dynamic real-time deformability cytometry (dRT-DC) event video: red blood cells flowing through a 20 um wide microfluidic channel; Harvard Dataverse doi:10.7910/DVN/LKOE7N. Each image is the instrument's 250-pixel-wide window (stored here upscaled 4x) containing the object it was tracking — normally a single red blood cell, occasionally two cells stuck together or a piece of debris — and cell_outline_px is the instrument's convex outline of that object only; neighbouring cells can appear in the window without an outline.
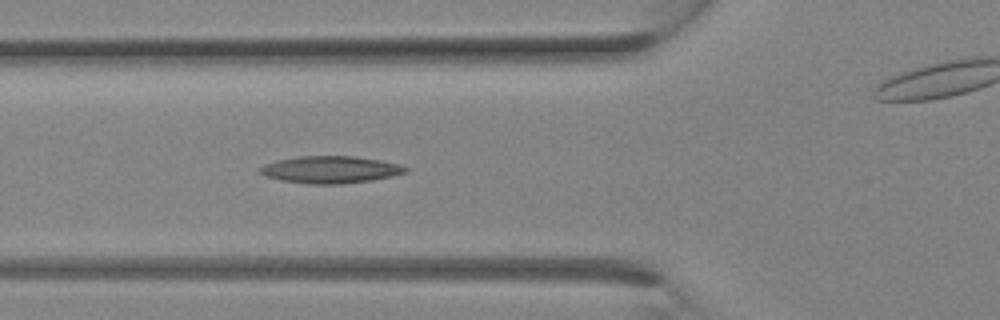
{"species": "Egyptian fruit bat (a non-hibernating species)", "species_latin": "Rousettus aegyptiacus", "temperature_condition": "room temperature", "stored_images_in_passage": 5, "camera_frame_rate_fps": 3000, "um_per_image_px": 0.085, "animal": {"sex": "female"}, "frame": {"image": 1, "passage_image": 4, "time_ms": 1.0, "image_size_px": [1000, 320], "cell_outline_px": [[408, 172], [392, 176], [372, 180], [344, 184], [304, 184], [280, 180], [256, 172], [256, 168], [264, 164], [276, 160], [296, 156], [352, 156], [380, 160], [400, 164], [408, 168]], "centroid_in_image_um": [28.04, 14.42], "position_along_channel_um": 97.8, "area_um2": 23.35}}